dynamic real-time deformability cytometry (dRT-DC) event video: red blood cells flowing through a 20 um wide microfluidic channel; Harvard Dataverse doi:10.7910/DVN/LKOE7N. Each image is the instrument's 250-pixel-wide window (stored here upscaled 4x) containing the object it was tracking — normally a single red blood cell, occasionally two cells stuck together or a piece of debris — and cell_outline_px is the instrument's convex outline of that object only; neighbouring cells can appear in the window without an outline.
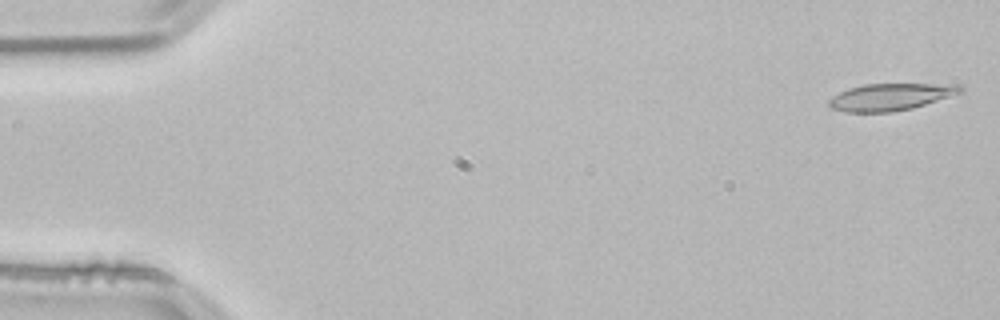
{"species": "common noctule bat (a hibernating species)", "species_latin": "Nyctalus noctula", "temperature_condition": "room temperature", "stored_images_in_passage": 52, "camera_frame_rate_fps": 3000, "um_per_image_px": 0.085, "animal": {"sex": "male", "body_mass_g": 21.5, "forearm_length_mm": 52.0}, "frame": {"image": 1, "passage_image": 1, "time_ms": 0.0, "image_size_px": [1000, 320], "cell_outline_px": [[964, 88], [960, 92], [912, 108], [892, 112], [844, 112], [832, 108], [828, 104], [828, 100], [832, 96], [848, 88], [864, 84], [960, 84]], "centroid_in_image_um": [75.64, 8.23], "position_along_channel_um": 9.4, "area_um2": 20.46}}
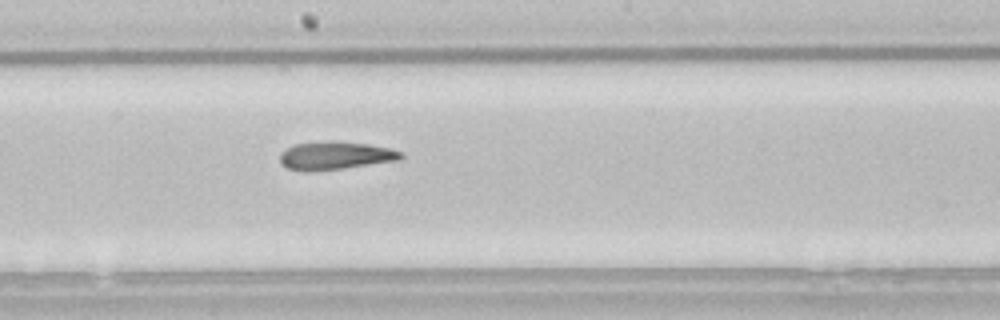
{"frame": {"image": 2, "passage_image": 28, "time_ms": 9.0, "image_size_px": [1000, 320], "cell_outline_px": [[404, 156], [400, 160], [344, 168], [308, 172], [304, 172], [288, 168], [280, 164], [280, 156], [288, 148], [296, 144], [328, 140], [332, 140], [368, 144], [392, 148], [404, 152]], "centroid_in_image_um": [28.55, 13.22], "position_along_channel_um": 219.7, "area_um2": 20.0}}
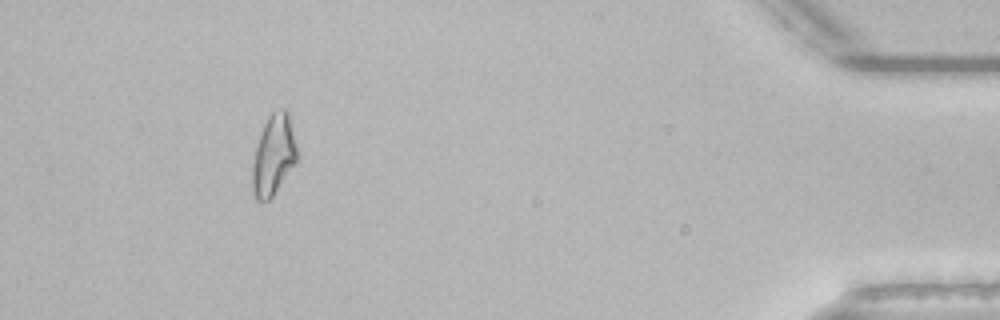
{"frame": {"image": 3, "passage_image": 48, "time_ms": 15.667, "image_size_px": [1000, 320], "cell_outline_px": [[296, 164], [272, 196], [268, 200], [256, 200], [252, 188], [252, 168], [256, 148], [264, 124], [268, 116], [272, 112], [280, 108], [284, 108], [288, 112], [296, 144]], "centroid_in_image_um": [23.25, 13.18], "position_along_channel_um": 411.9, "area_um2": 20.63}, "authors_computed_cell_mechanics": {"area_um2": 20.2878, "velocity_mm_per_s": 3.8295, "shape_relaxation_time_tau1_ms": null, "shape_relaxation_time_tau2_ms": 4.4388, "deformation_change_tau1": null, "deformation_change_tau2": 0.157}}